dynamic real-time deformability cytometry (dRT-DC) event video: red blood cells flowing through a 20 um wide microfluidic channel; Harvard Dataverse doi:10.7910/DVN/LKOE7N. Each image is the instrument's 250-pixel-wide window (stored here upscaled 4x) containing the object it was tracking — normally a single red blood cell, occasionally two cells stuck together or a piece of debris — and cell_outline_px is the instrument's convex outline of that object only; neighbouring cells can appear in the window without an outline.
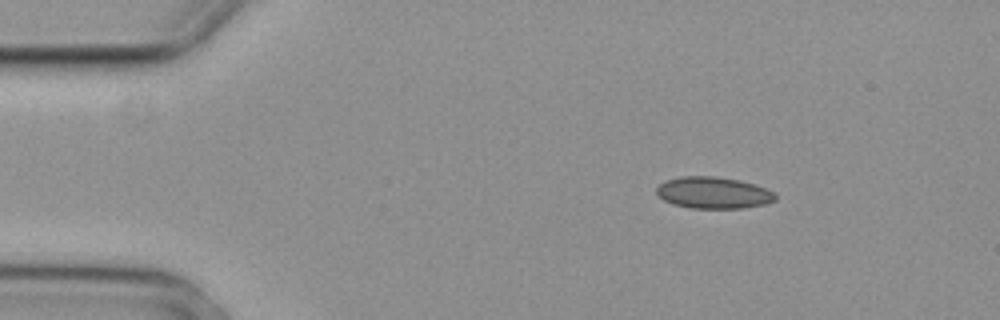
{"species": "common noctule bat (a hibernating species)", "species_latin": "Nyctalus noctula", "temperature_condition": "cold", "stored_images_in_passage": 3, "camera_frame_rate_fps": 3000, "um_per_image_px": 0.085, "animal": {"sex": "female", "body_mass_g": 29.2, "forearm_length_mm": 56.3}, "frame": {"image": 1, "passage_image": 2, "time_ms": 0.333, "image_size_px": [1000, 320], "cell_outline_px": [[776, 200], [764, 204], [740, 208], [692, 208], [672, 204], [664, 200], [656, 192], [656, 188], [664, 180], [680, 176], [716, 176], [740, 180], [764, 188], [772, 192], [776, 196]], "centroid_in_image_um": [60.59, 16.37], "position_along_channel_um": 24.4, "area_um2": 21.79}}